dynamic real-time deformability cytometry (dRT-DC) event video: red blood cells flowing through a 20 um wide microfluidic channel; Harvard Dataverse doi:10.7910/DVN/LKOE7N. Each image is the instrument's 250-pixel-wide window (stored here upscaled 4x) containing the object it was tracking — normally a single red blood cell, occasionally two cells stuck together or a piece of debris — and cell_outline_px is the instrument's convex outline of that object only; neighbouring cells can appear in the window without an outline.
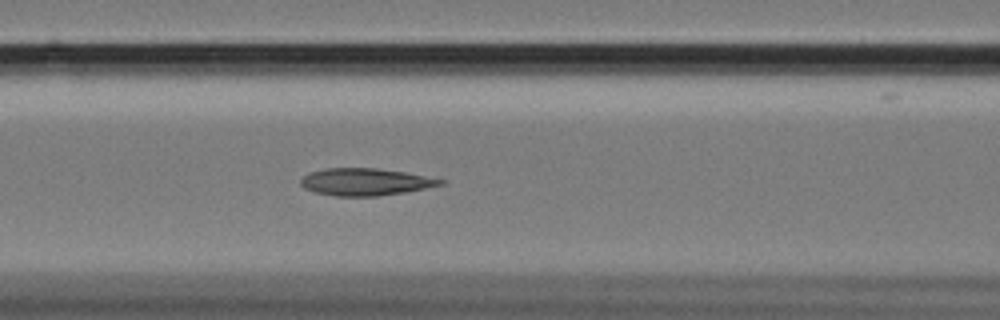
{"species": "Egyptian fruit bat (a non-hibernating species)", "species_latin": "Rousettus aegyptiacus", "temperature_condition": "cold", "stored_images_in_passage": 46, "camera_frame_rate_fps": 3000, "um_per_image_px": 0.085, "animal": {"sex": "female"}, "frame": {"image": 1, "passage_image": 11, "time_ms": 3.333, "image_size_px": [1000, 320], "cell_outline_px": [[448, 180], [444, 184], [404, 192], [376, 196], [336, 196], [316, 192], [304, 188], [300, 184], [300, 180], [308, 172], [324, 168], [376, 168], [404, 172]], "centroid_in_image_um": [31.04, 15.45], "position_along_channel_um": 135.6, "area_um2": 22.08}}
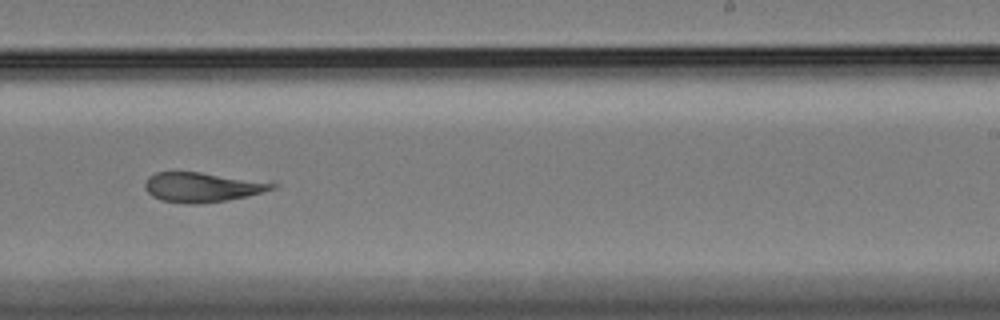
{"frame": {"image": 2, "passage_image": 23, "time_ms": 7.333, "image_size_px": [1000, 320], "cell_outline_px": [[280, 184], [276, 188], [248, 196], [228, 200], [188, 204], [184, 204], [160, 200], [152, 196], [144, 188], [144, 184], [148, 176], [156, 172], [200, 172]], "centroid_in_image_um": [17.14, 15.91], "position_along_channel_um": 271.9, "area_um2": 21.85}}
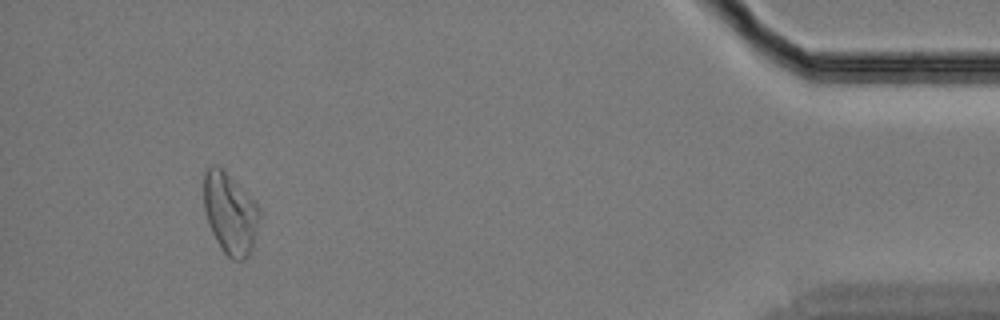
{"frame": {"image": 3, "passage_image": 41, "time_ms": 13.333, "image_size_px": [1000, 320], "cell_outline_px": [[260, 216], [252, 248], [248, 256], [244, 260], [232, 260], [224, 252], [216, 240], [208, 224], [204, 208], [204, 172], [208, 168], [220, 168], [256, 204], [260, 212]], "centroid_in_image_um": [19.55, 18.22], "position_along_channel_um": 415.7, "area_um2": 25.49}, "authors_computed_cell_mechanics": {"area_um2": 23.409, "velocity_mm_per_s": 3.4203, "shape_relaxation_time_tau1_ms": 8.9412, "shape_relaxation_time_tau2_ms": 3.7062, "deformation_change_tau1": 0.1855, "deformation_change_tau2": 0.1351}}